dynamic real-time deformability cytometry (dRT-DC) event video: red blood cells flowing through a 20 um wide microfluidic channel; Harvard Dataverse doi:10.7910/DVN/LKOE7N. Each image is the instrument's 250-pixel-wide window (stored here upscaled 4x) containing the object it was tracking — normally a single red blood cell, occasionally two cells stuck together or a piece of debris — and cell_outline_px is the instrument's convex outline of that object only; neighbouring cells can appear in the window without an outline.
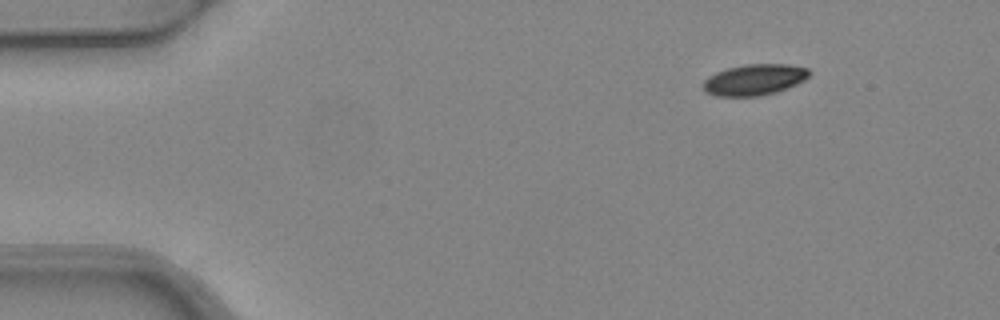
{"species": "common noctule bat (a hibernating species)", "species_latin": "Nyctalus noctula", "temperature_condition": "warm", "stored_images_in_passage": 5, "camera_frame_rate_fps": 3000, "um_per_image_px": 0.085, "animal": {"sex": "female", "body_mass_g": 24.6, "forearm_length_mm": 56.2}, "frame": {"image": 1, "passage_image": 1, "time_ms": 0.0, "image_size_px": [1000, 320], "cell_outline_px": [[808, 76], [804, 80], [788, 88], [776, 92], [760, 96], [716, 96], [704, 92], [704, 80], [708, 76], [716, 72], [728, 68], [748, 64], [788, 64], [808, 68]], "centroid_in_image_um": [64.11, 6.78], "position_along_channel_um": 20.9, "area_um2": 19.13}}
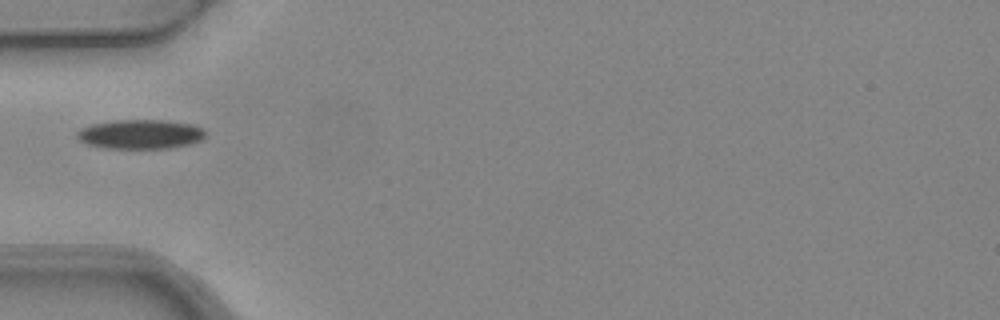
{"frame": {"image": 2, "passage_image": 4, "time_ms": 1.0, "image_size_px": [1000, 320], "cell_outline_px": [[204, 136], [200, 140], [192, 144], [168, 148], [104, 148], [88, 144], [80, 140], [76, 136], [76, 132], [80, 128], [92, 124], [112, 120], [164, 120], [192, 124], [200, 128], [204, 132]], "centroid_in_image_um": [11.9, 11.4], "position_along_channel_um": 73.1, "area_um2": 21.91}}
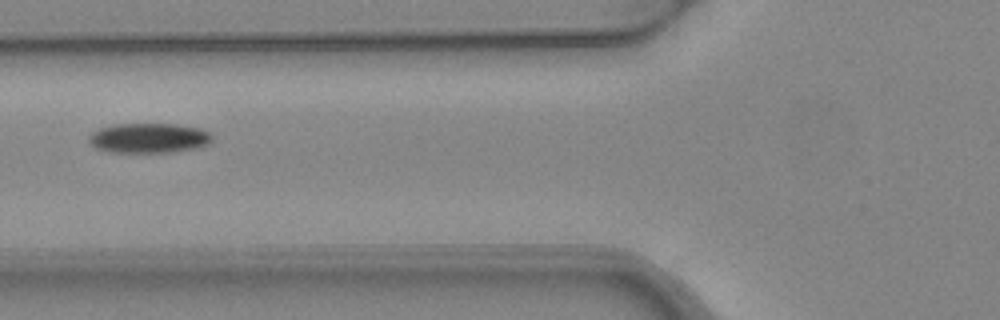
{"frame": {"image": 3, "passage_image": 5, "time_ms": 1.333, "image_size_px": [1000, 320], "cell_outline_px": [[212, 140], [208, 144], [196, 148], [172, 152], [112, 152], [96, 148], [88, 140], [88, 136], [92, 132], [100, 128], [112, 124], [176, 124], [200, 128], [208, 132], [212, 136]], "centroid_in_image_um": [12.65, 11.73], "position_along_channel_um": 113.2, "area_um2": 21.44}}